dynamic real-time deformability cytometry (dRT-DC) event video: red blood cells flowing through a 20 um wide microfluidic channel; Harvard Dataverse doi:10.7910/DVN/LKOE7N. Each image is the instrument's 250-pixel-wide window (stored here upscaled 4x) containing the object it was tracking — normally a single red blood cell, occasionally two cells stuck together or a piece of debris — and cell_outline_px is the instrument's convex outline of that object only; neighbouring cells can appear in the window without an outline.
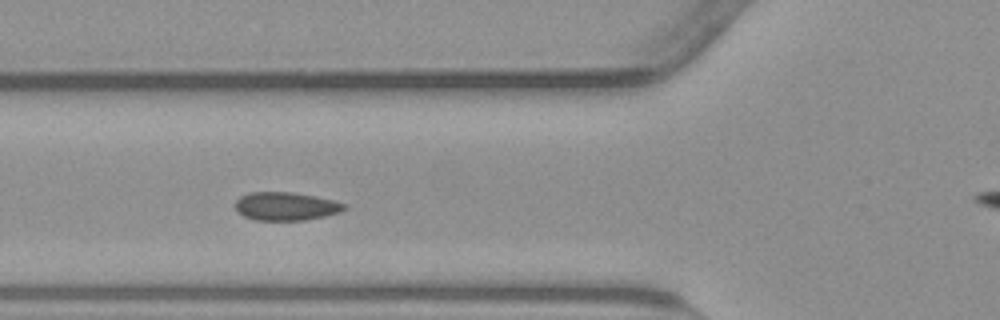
{"species": "common noctule bat (a hibernating species)", "species_latin": "Nyctalus noctula", "temperature_condition": "warm", "stored_images_in_passage": 48, "camera_frame_rate_fps": 3000, "um_per_image_px": 0.085, "animal": {"sex": "male", "body_mass_g": 23.1, "forearm_length_mm": 52.7}, "frame": {"image": 1, "passage_image": 12, "time_ms": 3.667, "image_size_px": [1000, 320], "cell_outline_px": [[348, 208], [340, 212], [324, 216], [304, 220], [256, 220], [244, 216], [236, 212], [236, 200], [240, 196], [248, 192], [292, 192], [332, 200], [344, 204]], "centroid_in_image_um": [24.26, 17.53], "position_along_channel_um": 101.5, "area_um2": 17.86}}
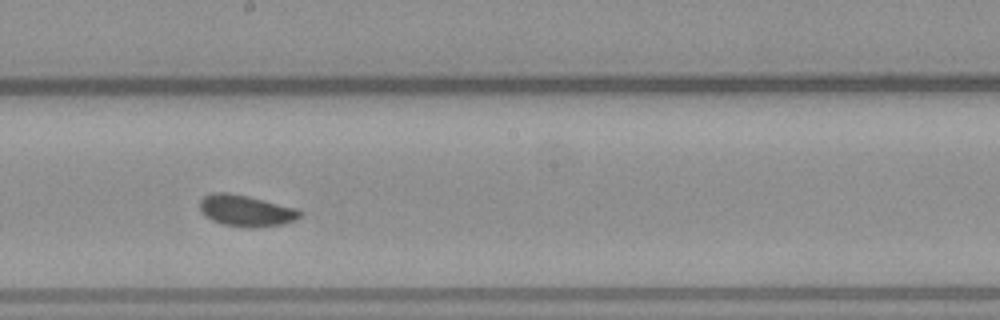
{"frame": {"image": 2, "passage_image": 22, "time_ms": 7.0, "image_size_px": [1000, 320], "cell_outline_px": [[304, 212], [296, 220], [284, 224], [256, 228], [248, 228], [224, 224], [212, 220], [204, 216], [200, 208], [200, 200], [204, 196], [212, 192], [228, 192], [248, 196], [296, 208]], "centroid_in_image_um": [20.92, 17.91], "position_along_channel_um": 227.3, "area_um2": 18.44}}
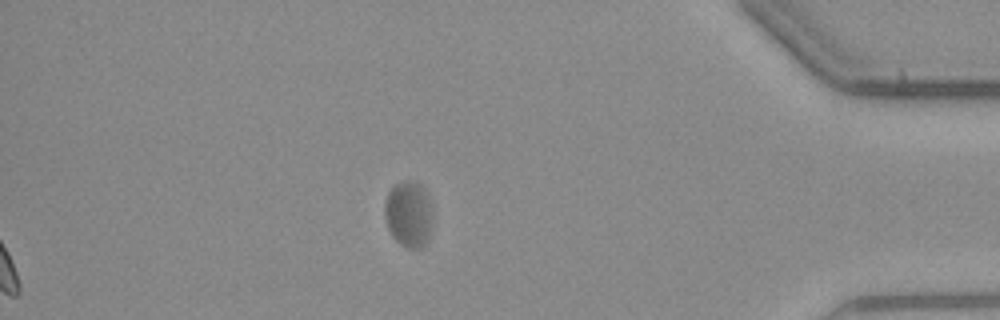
{"frame": {"image": 3, "passage_image": 48, "time_ms": 15.667, "image_size_px": [1000, 320], "cell_outline_px": [[428, 240], [420, 248], [408, 248], [400, 244], [392, 236], [388, 228], [384, 216], [384, 204], [388, 192], [400, 180], [408, 180], [420, 184], [424, 188], [428, 196]], "centroid_in_image_um": [34.65, 18.17], "position_along_channel_um": 400.5, "area_um2": 17.86}}